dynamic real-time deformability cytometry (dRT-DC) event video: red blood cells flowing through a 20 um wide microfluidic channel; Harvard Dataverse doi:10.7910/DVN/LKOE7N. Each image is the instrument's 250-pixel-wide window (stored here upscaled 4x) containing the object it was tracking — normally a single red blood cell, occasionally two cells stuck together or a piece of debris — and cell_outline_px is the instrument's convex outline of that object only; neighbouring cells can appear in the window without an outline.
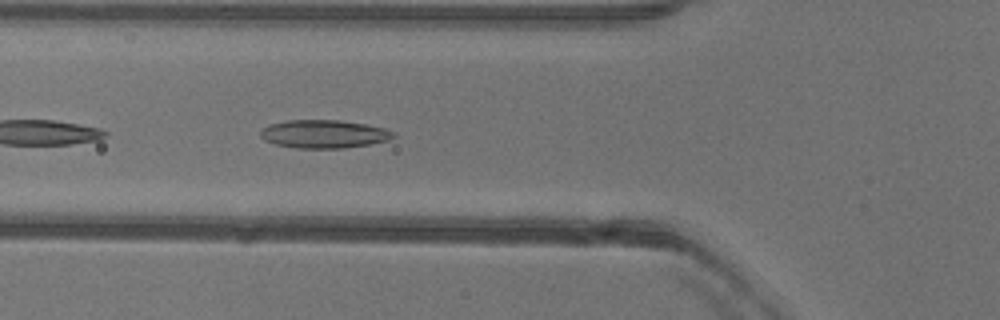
{"species": "common noctule bat (a hibernating species)", "species_latin": "Nyctalus noctula", "temperature_condition": "warm", "stored_images_in_passage": 38, "camera_frame_rate_fps": 3000, "um_per_image_px": 0.085, "animal": {"sex": "female"}, "frame": {"image": 1, "passage_image": 6, "time_ms": 1.667, "image_size_px": [1000, 320], "cell_outline_px": [[396, 136], [388, 140], [368, 144], [344, 148], [296, 148], [276, 144], [264, 140], [260, 136], [260, 132], [264, 128], [272, 124], [288, 120], [340, 120], [368, 124], [384, 128], [396, 132]], "centroid_in_image_um": [27.57, 11.39], "position_along_channel_um": 98.2, "area_um2": 21.79}}
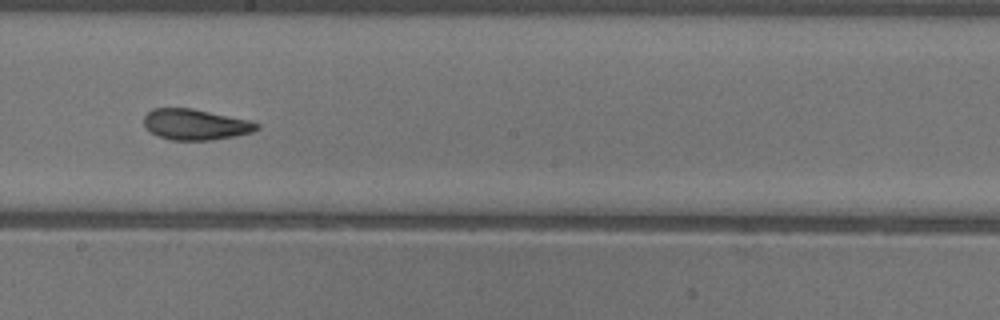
{"frame": {"image": 2, "passage_image": 16, "time_ms": 5.0, "image_size_px": [1000, 320], "cell_outline_px": [[260, 128], [252, 132], [236, 136], [212, 140], [172, 140], [156, 136], [144, 124], [144, 116], [152, 108], [192, 108], [252, 120], [260, 124]], "centroid_in_image_um": [16.66, 10.58], "position_along_channel_um": 231.5, "area_um2": 20.46}}
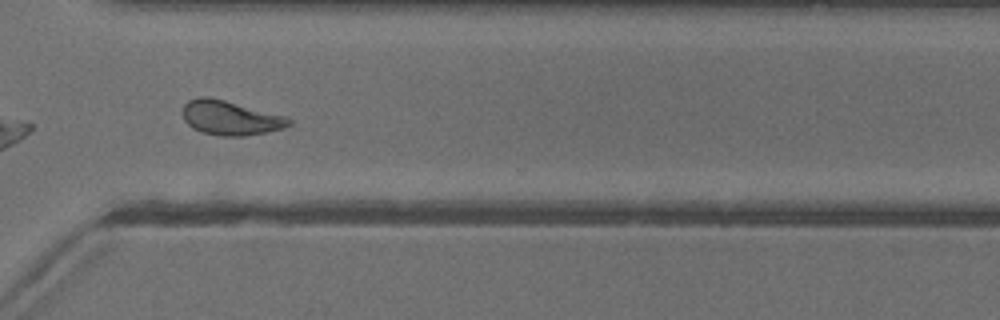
{"frame": {"image": 3, "passage_image": 25, "time_ms": 8.0, "image_size_px": [1000, 320], "cell_outline_px": [[292, 124], [284, 128], [268, 132], [244, 136], [220, 136], [200, 132], [192, 128], [184, 120], [180, 112], [184, 104], [188, 100], [200, 96], [208, 96], [288, 116], [292, 120]], "centroid_in_image_um": [19.57, 10.02], "position_along_channel_um": 351.0, "area_um2": 21.73}, "authors_computed_cell_mechanics": {"area_um2": 20.6057, "velocity_mm_per_s": 3.9883, "shape_relaxation_time_tau1_ms": 5.4146, "shape_relaxation_time_tau2_ms": 2.1764, "deformation_change_tau1": 0.1961, "deformation_change_tau2": 0.0981}}